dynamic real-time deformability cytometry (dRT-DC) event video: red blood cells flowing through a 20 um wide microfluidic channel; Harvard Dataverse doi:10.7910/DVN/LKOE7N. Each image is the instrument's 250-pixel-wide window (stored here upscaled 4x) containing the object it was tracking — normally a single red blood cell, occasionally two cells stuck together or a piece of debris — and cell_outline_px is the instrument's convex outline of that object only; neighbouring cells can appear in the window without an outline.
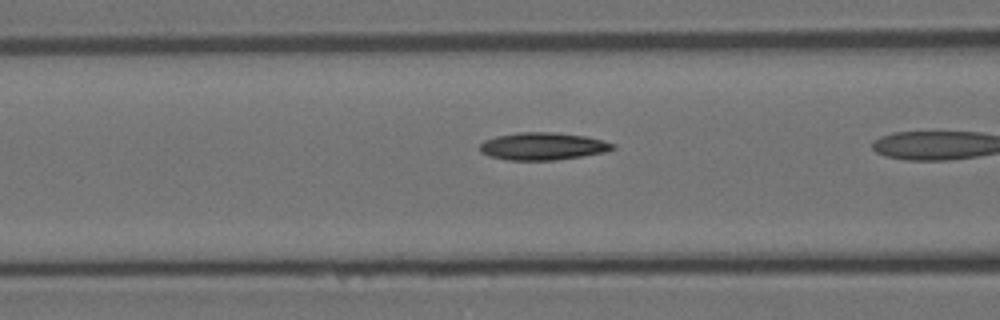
{"species": "Egyptian fruit bat (a non-hibernating species)", "species_latin": "Rousettus aegyptiacus", "temperature_condition": "room temperature", "stored_images_in_passage": 21, "camera_frame_rate_fps": 3000, "um_per_image_px": 0.085, "animal": {"sex": "female"}, "frame": {"image": 1, "passage_image": 20, "time_ms": 6.333, "image_size_px": [1000, 320], "cell_outline_px": [[616, 148], [604, 152], [556, 160], [508, 160], [488, 156], [480, 152], [480, 144], [484, 140], [496, 136], [520, 132], [556, 132], [584, 136], [616, 144]], "centroid_in_image_um": [46.1, 12.43], "position_along_channel_um": 120.5, "area_um2": 21.21}}